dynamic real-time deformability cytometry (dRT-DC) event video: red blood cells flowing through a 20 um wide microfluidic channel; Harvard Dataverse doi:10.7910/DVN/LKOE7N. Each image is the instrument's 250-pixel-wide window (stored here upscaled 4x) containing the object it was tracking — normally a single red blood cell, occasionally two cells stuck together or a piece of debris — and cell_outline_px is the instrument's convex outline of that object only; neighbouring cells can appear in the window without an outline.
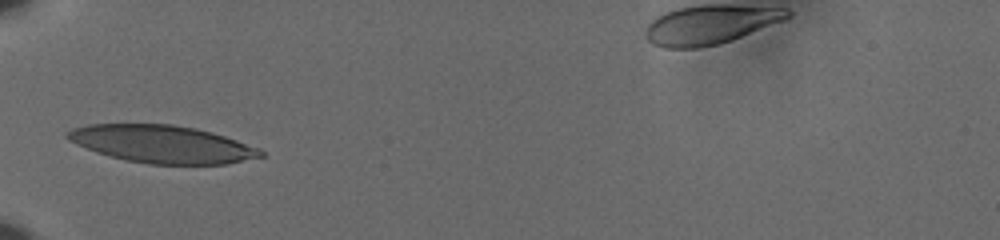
{"species": "human", "species_latin": "Homo sapiens", "temperature_condition": "cold", "stored_images_in_passage": 31, "camera_frame_rate_fps": 3000, "um_per_image_px": 0.085, "donor": {"sex": "male"}, "frame": {"image": 1, "passage_image": 1, "time_ms": 0.0, "image_size_px": [1000, 240], "cell_outline_px": [[264, 156], [228, 164], [148, 164], [128, 160], [96, 152], [76, 144], [68, 140], [64, 136], [64, 132], [72, 128], [88, 124], [172, 124], [196, 128], [212, 132], [260, 148], [264, 152]], "centroid_in_image_um": [13.76, 12.24], "position_along_channel_um": 71.2, "area_um2": 42.37}}
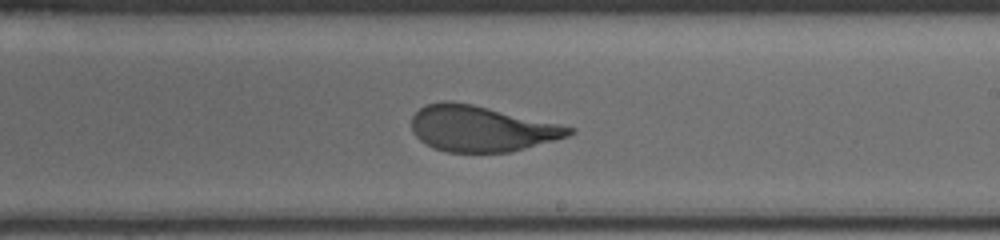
{"frame": {"image": 2, "passage_image": 16, "time_ms": 5.0, "image_size_px": [1000, 240], "cell_outline_px": [[576, 132], [568, 136], [512, 152], [448, 152], [432, 148], [420, 140], [412, 132], [412, 116], [424, 104], [444, 100], [452, 100], [472, 104], [576, 128]], "centroid_in_image_um": [40.88, 10.93], "position_along_channel_um": 248.1, "area_um2": 42.02}}
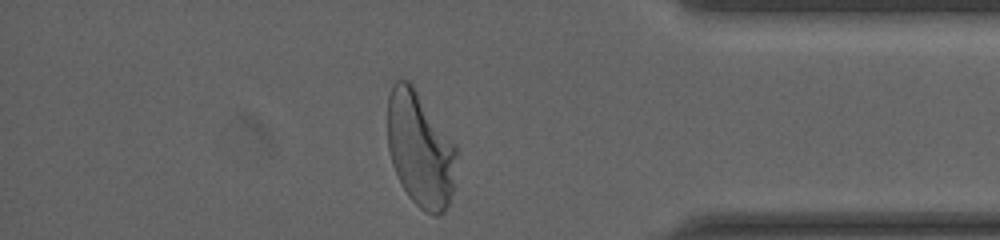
{"frame": {"image": 3, "passage_image": 30, "time_ms": 9.667, "image_size_px": [1000, 240], "cell_outline_px": [[456, 156], [452, 192], [448, 204], [444, 212], [436, 216], [424, 212], [408, 196], [400, 184], [392, 164], [388, 148], [388, 96], [392, 84], [396, 80], [408, 80], [412, 84], [456, 144]], "centroid_in_image_um": [35.7, 12.7], "position_along_channel_um": 399.5, "area_um2": 46.3}, "authors_computed_cell_mechanics": {"area_um2": 42.9454, "velocity_mm_per_s": 3.6133, "shape_relaxation_time_tau1_ms": 3.4383, "shape_relaxation_time_tau2_ms": null, "deformation_change_tau1": 0.1835, "deformation_change_tau2": null}}